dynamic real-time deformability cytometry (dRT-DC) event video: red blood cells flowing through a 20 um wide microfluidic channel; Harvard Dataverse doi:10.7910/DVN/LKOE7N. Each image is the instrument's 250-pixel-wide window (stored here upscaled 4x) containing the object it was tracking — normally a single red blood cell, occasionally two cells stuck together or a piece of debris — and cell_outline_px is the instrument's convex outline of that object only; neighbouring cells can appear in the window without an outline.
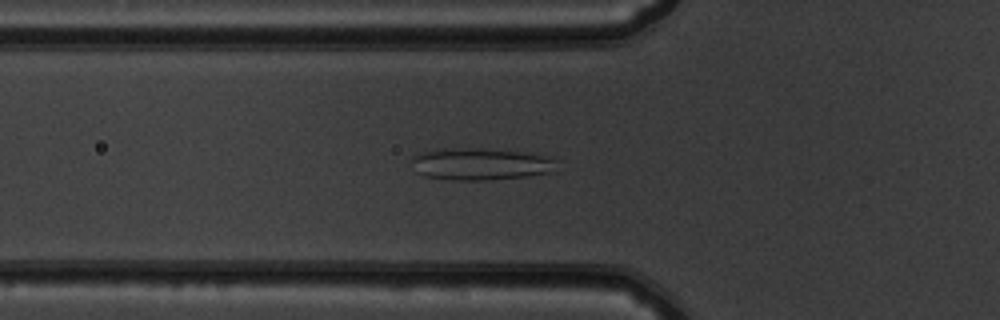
{"species": "common noctule bat (a hibernating species)", "species_latin": "Nyctalus noctula", "temperature_condition": "warm", "stored_images_in_passage": 52, "camera_frame_rate_fps": 3000, "um_per_image_px": 0.085, "animal": {"sex": "male", "body_mass_g": 19.5, "forearm_length_mm": 54.6}, "frame": {"image": 1, "passage_image": 19, "time_ms": 6.0, "image_size_px": [1000, 320], "cell_outline_px": [[556, 160], [552, 172], [528, 176], [492, 180], [452, 180], [424, 176], [416, 172], [412, 160], [412, 156], [436, 148], [468, 148], [520, 152], [544, 156]], "centroid_in_image_um": [40.79, 13.96], "position_along_channel_um": 85.0, "area_um2": 26.82}}
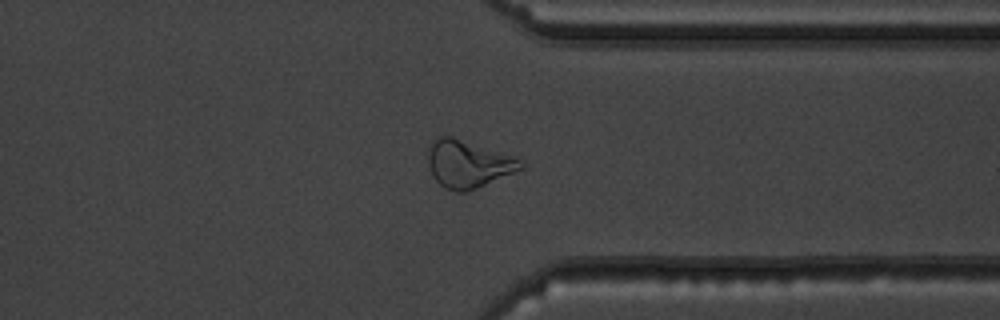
{"frame": {"image": 2, "passage_image": 41, "time_ms": 13.333, "image_size_px": [1000, 320], "cell_outline_px": [[524, 168], [476, 188], [464, 192], [456, 192], [444, 188], [436, 180], [428, 164], [428, 144], [440, 136], [452, 136], [516, 156], [524, 164]], "centroid_in_image_um": [39.79, 13.92], "position_along_channel_um": 371.6, "area_um2": 25.66}}
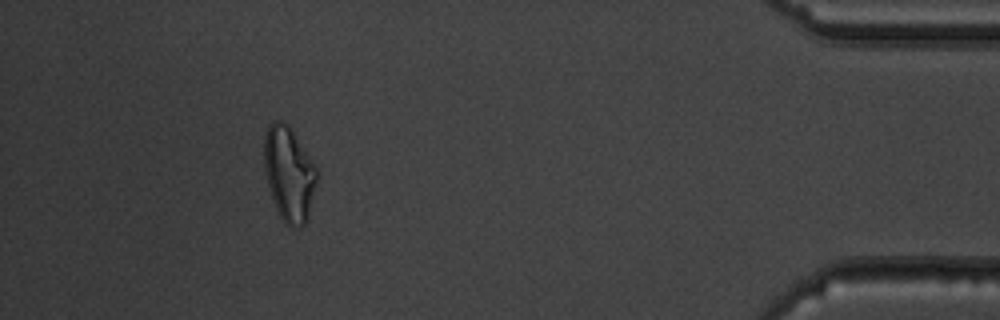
{"frame": {"image": 3, "passage_image": 48, "time_ms": 15.667, "image_size_px": [1000, 320], "cell_outline_px": [[320, 172], [308, 220], [300, 228], [292, 228], [280, 216], [272, 200], [268, 188], [264, 168], [264, 136], [268, 124], [276, 120], [280, 120], [288, 124], [292, 128], [316, 164]], "centroid_in_image_um": [24.6, 14.76], "position_along_channel_um": 410.6, "area_um2": 30.0}, "authors_computed_cell_mechanics": {"area_um2": 27.2527, "velocity_mm_per_s": 3.9272, "shape_relaxation_time_tau1_ms": null, "shape_relaxation_time_tau2_ms": 2.0533, "deformation_change_tau1": null, "deformation_change_tau2": 0.0907}}